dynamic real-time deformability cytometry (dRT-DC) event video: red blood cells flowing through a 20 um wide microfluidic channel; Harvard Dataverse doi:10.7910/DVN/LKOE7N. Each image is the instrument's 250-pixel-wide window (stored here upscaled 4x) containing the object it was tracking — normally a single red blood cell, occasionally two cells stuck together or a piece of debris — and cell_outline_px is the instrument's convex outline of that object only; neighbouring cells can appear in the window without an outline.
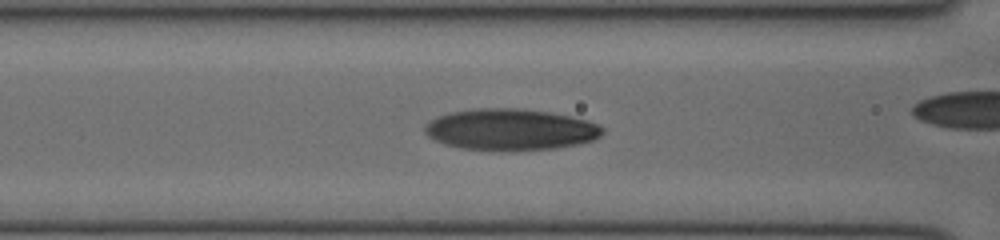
{"species": "human", "species_latin": "Homo sapiens", "temperature_condition": "cold", "stored_images_in_passage": 18, "camera_frame_rate_fps": 3000, "um_per_image_px": 0.085, "donor": {"sex": "female"}, "frame": {"image": 1, "passage_image": 11, "time_ms": 3.333, "image_size_px": [1000, 240], "cell_outline_px": [[604, 132], [600, 136], [592, 140], [580, 144], [556, 148], [460, 148], [444, 144], [428, 136], [424, 132], [424, 124], [428, 120], [448, 112], [476, 108], [516, 108], [548, 112], [588, 120], [604, 128]], "centroid_in_image_um": [43.36, 10.97], "position_along_channel_um": 123.2, "area_um2": 42.02}}
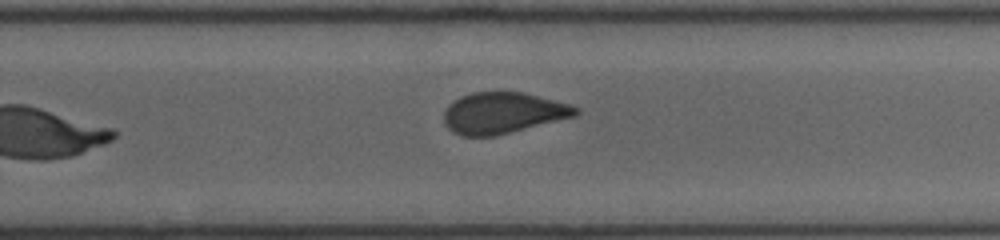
{"frame": {"image": 2, "passage_image": 18, "time_ms": 5.667, "image_size_px": [1000, 240], "cell_outline_px": [[580, 112], [576, 116], [496, 136], [460, 136], [452, 132], [444, 124], [444, 112], [448, 104], [452, 100], [460, 96], [472, 92], [524, 92], [572, 104], [580, 108]], "centroid_in_image_um": [42.76, 9.6], "position_along_channel_um": 287.0, "area_um2": 32.08}}